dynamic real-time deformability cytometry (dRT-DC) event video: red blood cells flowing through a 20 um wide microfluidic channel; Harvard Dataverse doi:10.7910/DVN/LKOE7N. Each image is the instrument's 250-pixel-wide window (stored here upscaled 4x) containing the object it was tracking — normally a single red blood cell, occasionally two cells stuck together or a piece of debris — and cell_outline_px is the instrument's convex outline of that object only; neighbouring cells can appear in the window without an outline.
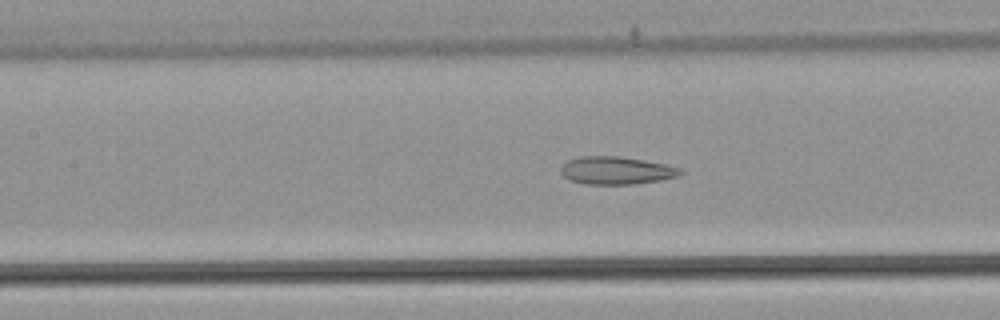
{"species": "common noctule bat (a hibernating species)", "species_latin": "Nyctalus noctula", "temperature_condition": "warm", "stored_images_in_passage": 53, "camera_frame_rate_fps": 3000, "um_per_image_px": 0.085, "animal": {"sex": "male", "body_mass_g": 21.5, "forearm_length_mm": 52.0}, "frame": {"image": 1, "passage_image": 24, "time_ms": 7.667, "image_size_px": [1000, 320], "cell_outline_px": [[684, 172], [680, 176], [660, 180], [632, 184], [588, 184], [572, 180], [564, 176], [560, 172], [560, 168], [568, 160], [580, 156], [620, 156], [644, 160], [664, 164], [680, 168]], "centroid_in_image_um": [52.4, 14.48], "position_along_channel_um": 155.0, "area_um2": 19.25}}
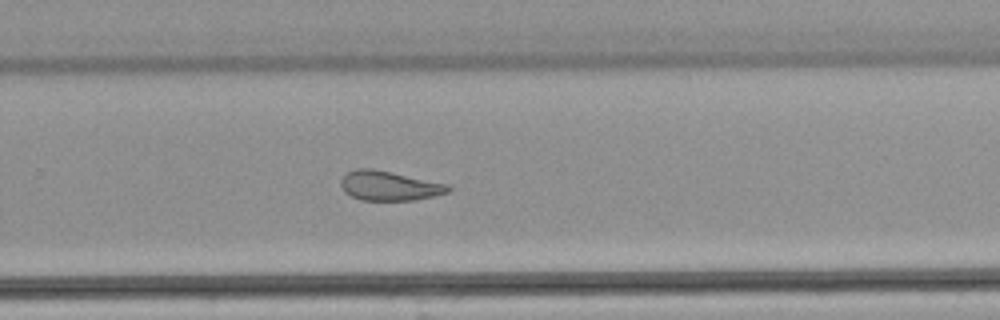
{"frame": {"image": 2, "passage_image": 35, "time_ms": 11.333, "image_size_px": [1000, 320], "cell_outline_px": [[452, 188], [448, 192], [416, 200], [360, 200], [344, 192], [340, 184], [340, 180], [348, 172], [356, 168], [372, 168], [448, 184]], "centroid_in_image_um": [33.06, 15.79], "position_along_channel_um": 296.7, "area_um2": 18.38}}
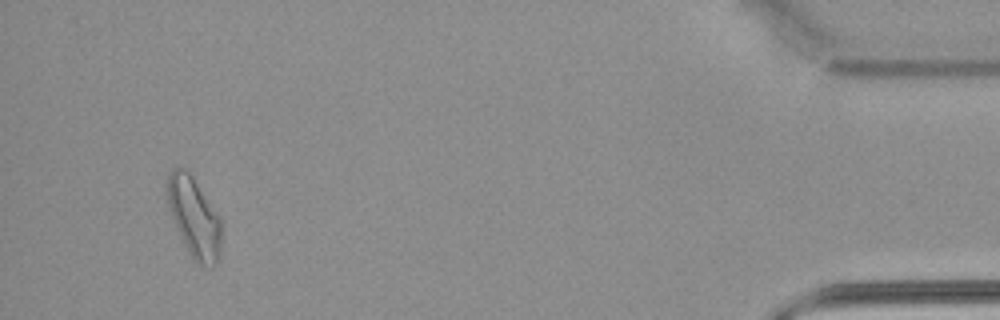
{"frame": {"image": 3, "passage_image": 50, "time_ms": 16.333, "image_size_px": [1000, 320], "cell_outline_px": [[220, 256], [216, 264], [212, 268], [196, 264], [192, 260], [176, 228], [168, 204], [168, 176], [172, 168], [184, 168], [192, 176], [220, 216]], "centroid_in_image_um": [16.52, 18.54], "position_along_channel_um": 418.7, "area_um2": 25.09}, "authors_computed_cell_mechanics": {"area_um2": 21.9062, "velocity_mm_per_s": 3.8785, "shape_relaxation_time_tau1_ms": null, "shape_relaxation_time_tau2_ms": 3.515, "deformation_change_tau1": null, "deformation_change_tau2": 0.1102}}